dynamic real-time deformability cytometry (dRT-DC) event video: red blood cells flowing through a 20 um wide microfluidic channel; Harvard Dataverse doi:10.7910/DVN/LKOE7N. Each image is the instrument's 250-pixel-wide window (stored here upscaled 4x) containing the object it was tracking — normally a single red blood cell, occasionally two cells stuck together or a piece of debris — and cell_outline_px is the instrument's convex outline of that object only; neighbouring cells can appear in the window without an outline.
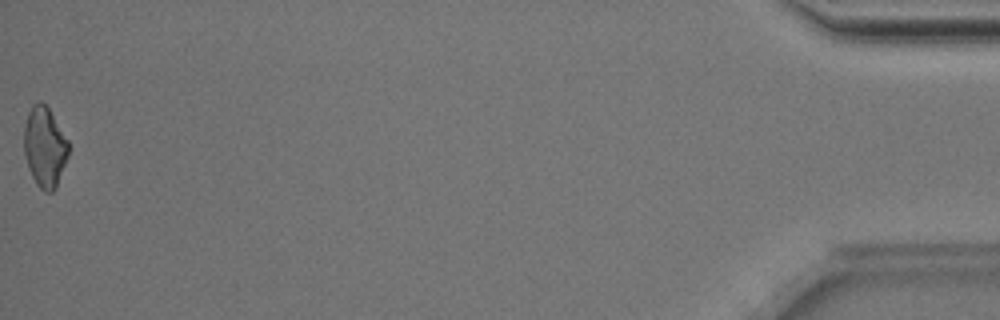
{"species": "Egyptian fruit bat (a non-hibernating species)", "species_latin": "Rousettus aegyptiacus", "temperature_condition": "room temperature", "stored_images_in_passage": 50, "camera_frame_rate_fps": 3000, "um_per_image_px": 0.085, "animal": {"sex": "male"}, "frame": {"image": 1, "passage_image": 50, "time_ms": 16.333, "image_size_px": [1000, 320], "cell_outline_px": [[68, 156], [56, 188], [52, 192], [44, 192], [36, 184], [28, 168], [24, 152], [24, 124], [28, 112], [32, 104], [40, 100], [48, 108], [68, 140]], "centroid_in_image_um": [3.78, 12.5], "position_along_channel_um": 431.4, "area_um2": 20.81}, "authors_computed_cell_mechanics": {"area_um2": 22.2241, "velocity_mm_per_s": 4.031, "shape_relaxation_time_tau1_ms": 8.6901, "shape_relaxation_time_tau2_ms": 4.6935, "deformation_change_tau1": 0.1778, "deformation_change_tau2": 0.1478}}